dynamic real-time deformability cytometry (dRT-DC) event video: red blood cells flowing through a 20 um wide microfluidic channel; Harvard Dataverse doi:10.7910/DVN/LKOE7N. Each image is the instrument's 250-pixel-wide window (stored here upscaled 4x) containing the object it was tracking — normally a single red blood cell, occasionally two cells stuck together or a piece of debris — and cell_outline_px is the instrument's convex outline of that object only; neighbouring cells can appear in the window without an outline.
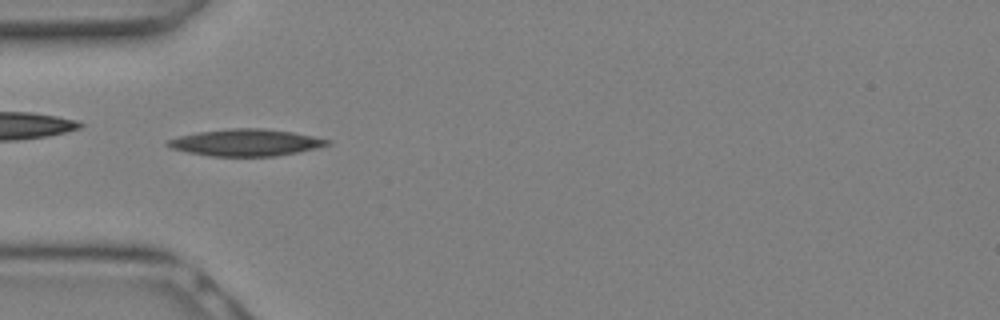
{"species": "Egyptian fruit bat (a non-hibernating species)", "species_latin": "Rousettus aegyptiacus", "temperature_condition": "warm", "stored_images_in_passage": 10, "camera_frame_rate_fps": 3000, "um_per_image_px": 0.085, "animal": {"sex": "female"}, "frame": {"image": 1, "passage_image": 7, "time_ms": 2.0, "image_size_px": [1000, 320], "cell_outline_px": [[332, 144], [316, 148], [276, 156], [212, 156], [188, 152], [172, 148], [164, 144], [168, 140], [180, 136], [196, 132], [232, 128], [264, 128], [292, 132], [312, 136], [328, 140]], "centroid_in_image_um": [20.88, 12.11], "position_along_channel_um": 64.1, "area_um2": 24.74}}
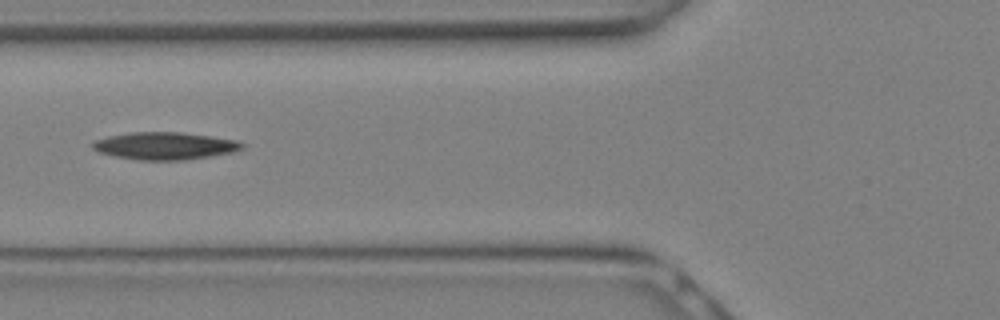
{"frame": {"image": 2, "passage_image": 9, "time_ms": 2.667, "image_size_px": [1000, 320], "cell_outline_px": [[244, 148], [232, 152], [184, 160], [140, 160], [116, 156], [100, 152], [92, 148], [92, 144], [96, 140], [108, 136], [132, 132], [180, 132], [236, 140], [244, 144]], "centroid_in_image_um": [14.01, 12.39], "position_along_channel_um": 111.8, "area_um2": 23.52}}